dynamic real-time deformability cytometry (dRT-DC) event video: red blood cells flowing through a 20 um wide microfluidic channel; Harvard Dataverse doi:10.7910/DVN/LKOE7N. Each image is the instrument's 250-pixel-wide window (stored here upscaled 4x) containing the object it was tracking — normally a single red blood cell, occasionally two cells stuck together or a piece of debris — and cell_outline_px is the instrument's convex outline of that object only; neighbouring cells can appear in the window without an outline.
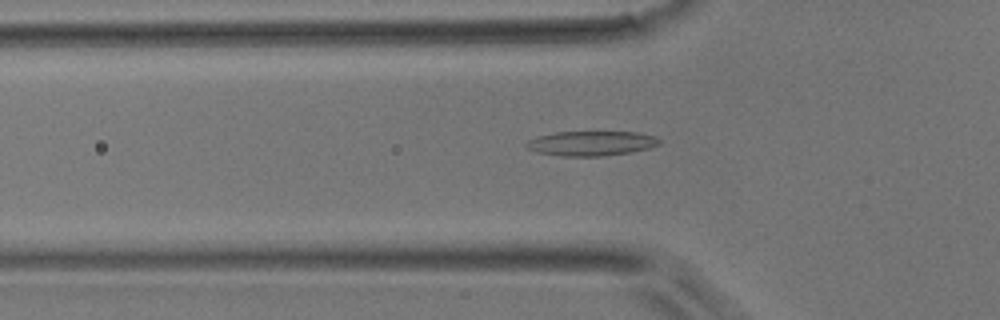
{"species": "common noctule bat (a hibernating species)", "species_latin": "Nyctalus noctula", "temperature_condition": "room temperature", "stored_images_in_passage": 38, "camera_frame_rate_fps": 3000, "um_per_image_px": 0.085, "animal": {"sex": "male", "body_mass_g": 17.9}, "frame": {"image": 1, "passage_image": 4, "time_ms": 1.0, "image_size_px": [1000, 320], "cell_outline_px": [[660, 144], [648, 148], [628, 152], [600, 156], [560, 156], [536, 152], [528, 148], [524, 144], [528, 140], [536, 136], [556, 132], [636, 132], [656, 136], [660, 140]], "centroid_in_image_um": [50.22, 12.18], "position_along_channel_um": 75.6, "area_um2": 19.07}}
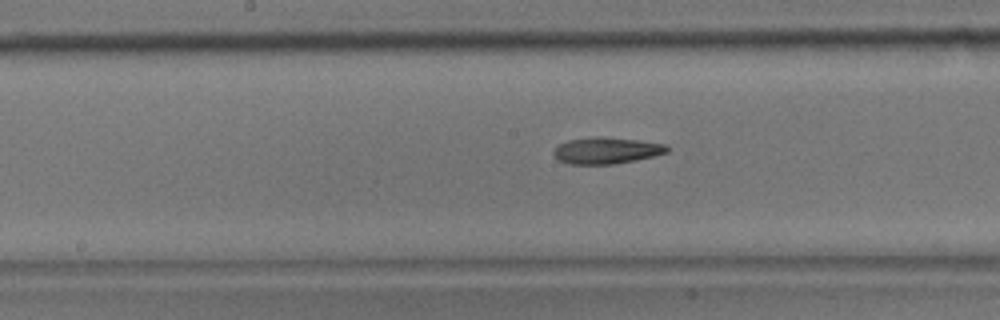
{"frame": {"image": 2, "passage_image": 13, "time_ms": 4.0, "image_size_px": [1000, 320], "cell_outline_px": [[672, 148], [668, 152], [656, 156], [636, 160], [612, 164], [568, 164], [560, 160], [552, 152], [560, 144], [568, 140], [596, 136], [636, 140], [668, 144]], "centroid_in_image_um": [51.62, 12.79], "position_along_channel_um": 196.6, "area_um2": 17.51}}
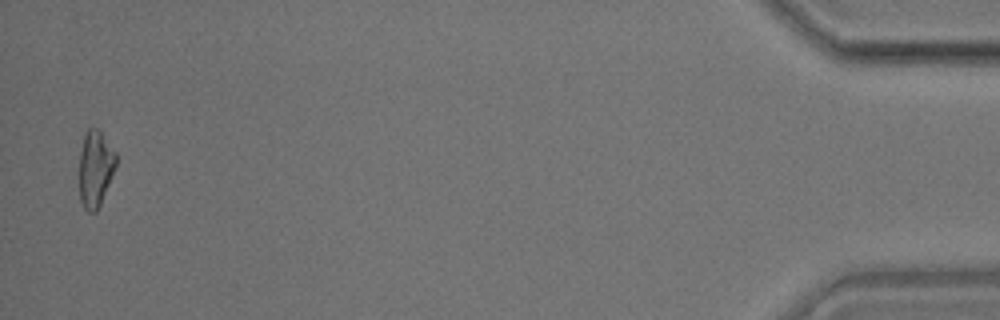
{"frame": {"image": 3, "passage_image": 37, "time_ms": 12.0, "image_size_px": [1000, 320], "cell_outline_px": [[116, 164], [112, 176], [100, 204], [96, 212], [88, 212], [84, 208], [80, 200], [80, 152], [84, 136], [88, 128], [96, 128], [104, 136], [116, 152]], "centroid_in_image_um": [8.11, 14.33], "position_along_channel_um": 427.1, "area_um2": 16.13}}